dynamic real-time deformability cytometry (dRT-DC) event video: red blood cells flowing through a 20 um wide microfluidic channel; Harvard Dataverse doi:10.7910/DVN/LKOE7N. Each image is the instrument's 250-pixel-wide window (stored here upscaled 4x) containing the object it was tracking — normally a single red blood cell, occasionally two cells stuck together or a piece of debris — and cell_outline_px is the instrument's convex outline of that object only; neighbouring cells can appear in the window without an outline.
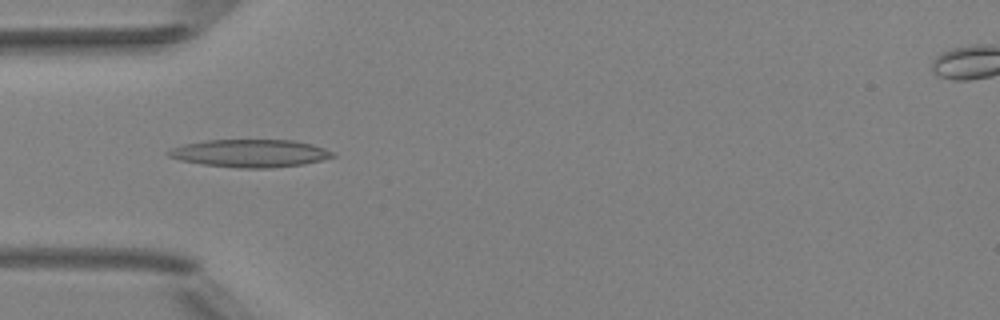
{"species": "Egyptian fruit bat (a non-hibernating species)", "species_latin": "Rousettus aegyptiacus", "temperature_condition": "room temperature", "stored_images_in_passage": 8, "camera_frame_rate_fps": 3000, "um_per_image_px": 0.085, "animal": {"sex": "female"}, "frame": {"image": 1, "passage_image": 5, "time_ms": 4.667, "image_size_px": [1000, 320], "cell_outline_px": [[336, 156], [304, 164], [272, 168], [240, 168], [204, 164], [180, 160], [168, 156], [164, 152], [172, 148], [184, 144], [208, 140], [292, 140], [312, 144], [324, 148], [332, 152]], "centroid_in_image_um": [21.25, 13.03], "position_along_channel_um": 63.8, "area_um2": 26.41}}
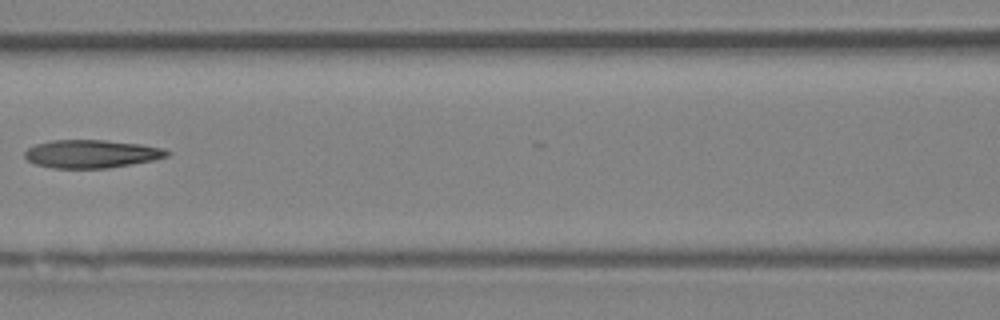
{"frame": {"image": 2, "passage_image": 7, "time_ms": 7.0, "image_size_px": [1000, 320], "cell_outline_px": [[172, 152], [168, 156], [152, 160], [132, 164], [108, 168], [52, 168], [36, 164], [28, 160], [24, 156], [24, 152], [28, 148], [36, 144], [52, 140], [104, 140], [140, 144], [164, 148]], "centroid_in_image_um": [7.78, 13.08], "position_along_channel_um": 158.8, "area_um2": 23.29}}
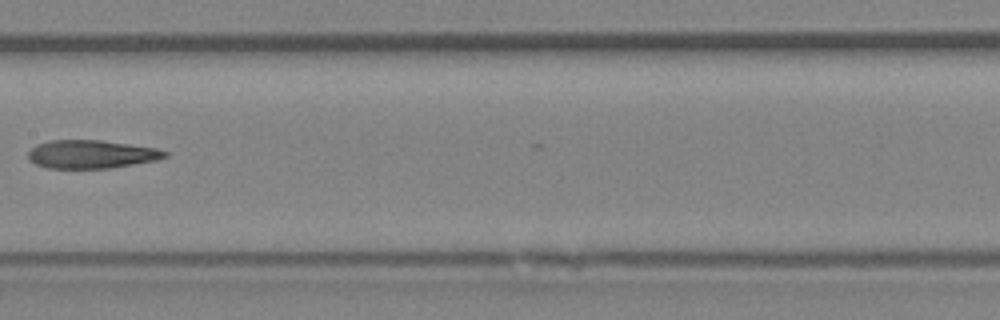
{"frame": {"image": 3, "passage_image": 8, "time_ms": 8.0, "image_size_px": [1000, 320], "cell_outline_px": [[168, 156], [156, 160], [108, 168], [48, 168], [36, 164], [28, 160], [28, 152], [36, 144], [48, 140], [100, 140], [156, 148], [168, 152]], "centroid_in_image_um": [7.73, 13.1], "position_along_channel_um": 199.7, "area_um2": 22.43}}